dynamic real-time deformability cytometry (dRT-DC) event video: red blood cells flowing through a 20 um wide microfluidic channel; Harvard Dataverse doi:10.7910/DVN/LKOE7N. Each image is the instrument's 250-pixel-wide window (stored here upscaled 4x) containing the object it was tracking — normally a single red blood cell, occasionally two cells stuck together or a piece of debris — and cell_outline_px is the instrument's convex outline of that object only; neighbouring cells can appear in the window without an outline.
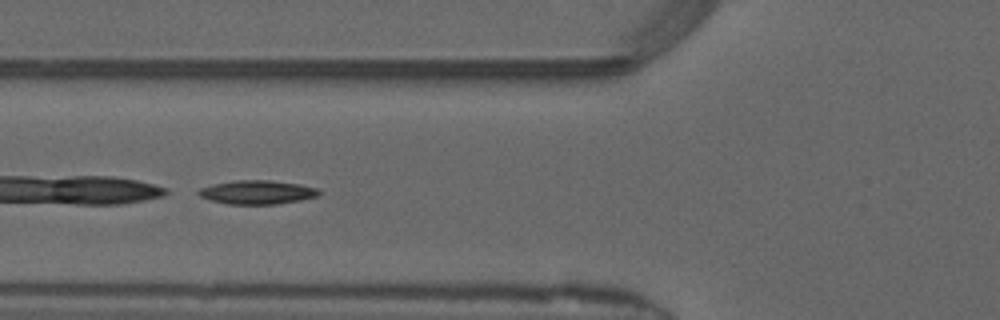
{"species": "common noctule bat (a hibernating species)", "species_latin": "Nyctalus noctula", "temperature_condition": "warm", "stored_images_in_passage": 42, "camera_frame_rate_fps": 3000, "um_per_image_px": 0.085, "animal": {"sex": "male", "forearm_length_mm": 52.5}, "frame": {"image": 1, "passage_image": 13, "time_ms": 4.0, "image_size_px": [1000, 320], "cell_outline_px": [[320, 192], [316, 196], [300, 200], [276, 204], [228, 204], [212, 200], [200, 196], [196, 192], [200, 188], [212, 184], [232, 180], [268, 180], [300, 184], [316, 188]], "centroid_in_image_um": [21.82, 16.33], "position_along_channel_um": 104.0, "area_um2": 16.59}}
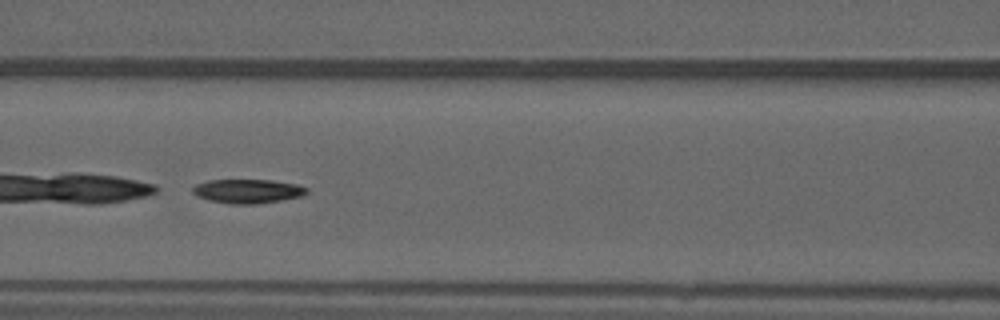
{"frame": {"image": 2, "passage_image": 16, "time_ms": 5.0, "image_size_px": [1000, 320], "cell_outline_px": [[308, 192], [304, 196], [256, 204], [232, 204], [208, 200], [196, 196], [192, 192], [192, 188], [196, 184], [208, 180], [272, 180], [296, 184], [308, 188]], "centroid_in_image_um": [21.05, 16.25], "position_along_channel_um": 145.5, "area_um2": 16.07}, "authors_computed_cell_mechanics": {"area_um2": 16.8198, "velocity_mm_per_s": 4.1341, "shape_relaxation_time_tau1_ms": 0.7748, "shape_relaxation_time_tau2_ms": null, "deformation_change_tau1": 0.2817, "deformation_change_tau2": null}}